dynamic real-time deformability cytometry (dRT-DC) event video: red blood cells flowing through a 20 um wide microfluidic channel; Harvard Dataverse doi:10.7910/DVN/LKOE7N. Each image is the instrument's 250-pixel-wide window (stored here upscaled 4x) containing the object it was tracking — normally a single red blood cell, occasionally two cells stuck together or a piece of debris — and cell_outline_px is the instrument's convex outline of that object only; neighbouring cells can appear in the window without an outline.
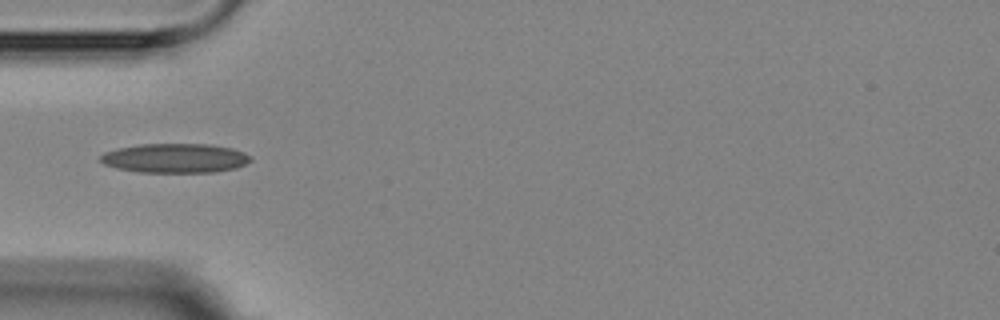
{"species": "Egyptian fruit bat (a non-hibernating species)", "species_latin": "Rousettus aegyptiacus", "temperature_condition": "room temperature", "stored_images_in_passage": 3, "camera_frame_rate_fps": 3000, "um_per_image_px": 0.085, "animal": {"sex": "female"}, "frame": {"image": 1, "passage_image": 3, "time_ms": 2.333, "image_size_px": [1000, 320], "cell_outline_px": [[252, 160], [236, 168], [212, 172], [140, 172], [116, 168], [104, 164], [100, 160], [100, 156], [104, 152], [120, 148], [140, 144], [212, 144], [232, 148], [244, 152], [252, 156]], "centroid_in_image_um": [14.91, 13.44], "position_along_channel_um": 70.1, "area_um2": 25.66}}